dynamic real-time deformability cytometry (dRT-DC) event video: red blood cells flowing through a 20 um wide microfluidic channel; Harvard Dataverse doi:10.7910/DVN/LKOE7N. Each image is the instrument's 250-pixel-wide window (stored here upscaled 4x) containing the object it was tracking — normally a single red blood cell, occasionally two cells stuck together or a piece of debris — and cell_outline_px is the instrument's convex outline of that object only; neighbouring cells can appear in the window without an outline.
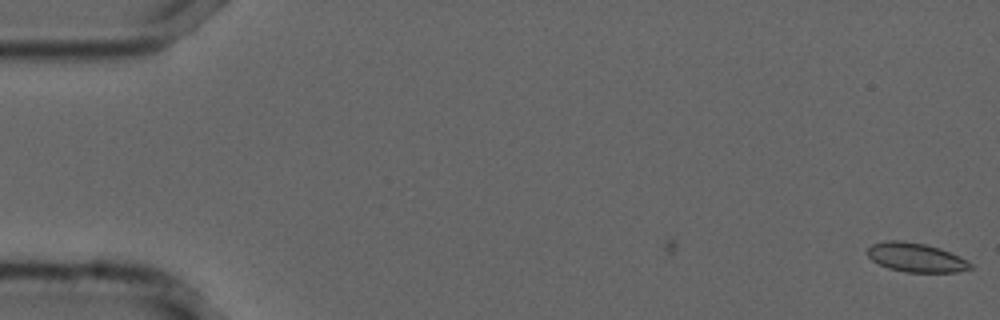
{"species": "common noctule bat (a hibernating species)", "species_latin": "Nyctalus noctula", "temperature_condition": "cold", "stored_images_in_passage": 5, "camera_frame_rate_fps": 3000, "um_per_image_px": 0.085, "animal": {"sex": "male", "forearm_length_mm": 52.5}, "frame": {"image": 1, "passage_image": 5, "time_ms": 1.333, "image_size_px": [1000, 320], "cell_outline_px": [[972, 268], [956, 272], [904, 272], [888, 268], [872, 260], [868, 256], [868, 248], [872, 244], [884, 240], [900, 240], [924, 244], [940, 248], [960, 256], [968, 260], [972, 264]], "centroid_in_image_um": [77.86, 21.88], "position_along_channel_um": 7.1, "area_um2": 17.46}}